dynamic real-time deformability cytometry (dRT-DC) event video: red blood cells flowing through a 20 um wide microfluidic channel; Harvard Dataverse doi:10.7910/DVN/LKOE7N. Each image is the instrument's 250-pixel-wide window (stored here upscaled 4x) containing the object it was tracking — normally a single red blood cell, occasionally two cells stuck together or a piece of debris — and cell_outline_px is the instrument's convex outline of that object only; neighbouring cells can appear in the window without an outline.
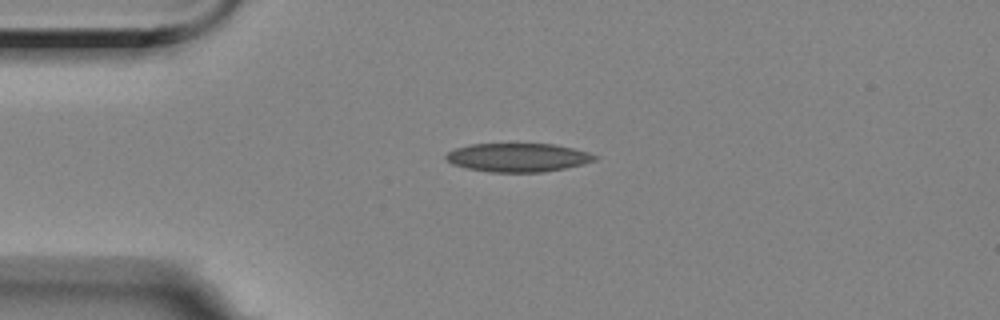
{"species": "Egyptian fruit bat (a non-hibernating species)", "species_latin": "Rousettus aegyptiacus", "temperature_condition": "room temperature", "stored_images_in_passage": 44, "camera_frame_rate_fps": 3000, "um_per_image_px": 0.085, "animal": {"sex": "female"}, "frame": {"image": 1, "passage_image": 1, "time_ms": 0.0, "image_size_px": [1000, 320], "cell_outline_px": [[600, 156], [596, 160], [584, 164], [544, 172], [488, 172], [464, 168], [452, 164], [444, 160], [444, 156], [448, 152], [456, 148], [468, 144], [552, 144], [572, 148], [588, 152]], "centroid_in_image_um": [43.99, 13.39], "position_along_channel_um": 41.0, "area_um2": 25.03}}
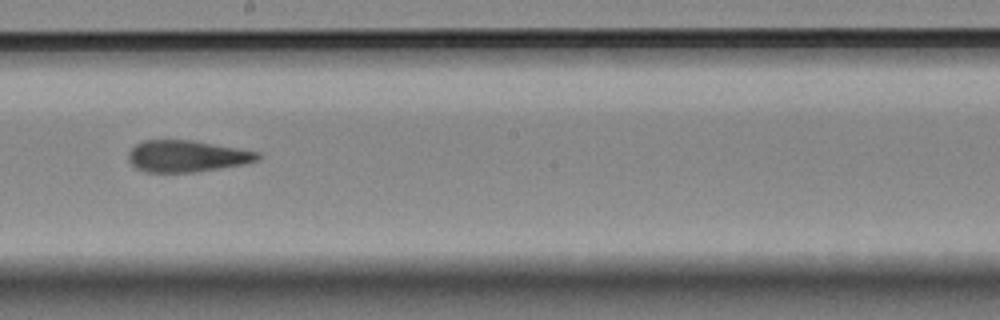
{"frame": {"image": 2, "passage_image": 19, "time_ms": 6.0, "image_size_px": [1000, 320], "cell_outline_px": [[264, 156], [260, 160], [248, 164], [196, 172], [144, 172], [136, 168], [128, 160], [128, 152], [136, 144], [144, 140], [192, 140], [260, 152]], "centroid_in_image_um": [15.94, 13.28], "position_along_channel_um": 232.3, "area_um2": 24.16}}
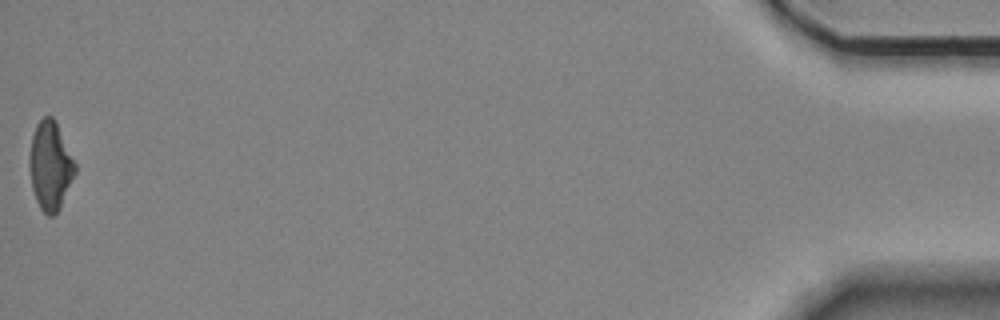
{"frame": {"image": 3, "passage_image": 44, "time_ms": 14.333, "image_size_px": [1000, 320], "cell_outline_px": [[76, 172], [60, 208], [52, 216], [48, 216], [40, 208], [36, 200], [32, 188], [28, 164], [28, 160], [32, 136], [36, 124], [44, 116], [52, 116], [56, 120], [76, 164]], "centroid_in_image_um": [4.27, 14.07], "position_along_channel_um": 430.9, "area_um2": 23.7}, "authors_computed_cell_mechanics": {"area_um2": 24.1315, "velocity_mm_per_s": 3.5432, "shape_relaxation_time_tau1_ms": null, "shape_relaxation_time_tau2_ms": 4.2809, "deformation_change_tau1": null, "deformation_change_tau2": 0.1394}}